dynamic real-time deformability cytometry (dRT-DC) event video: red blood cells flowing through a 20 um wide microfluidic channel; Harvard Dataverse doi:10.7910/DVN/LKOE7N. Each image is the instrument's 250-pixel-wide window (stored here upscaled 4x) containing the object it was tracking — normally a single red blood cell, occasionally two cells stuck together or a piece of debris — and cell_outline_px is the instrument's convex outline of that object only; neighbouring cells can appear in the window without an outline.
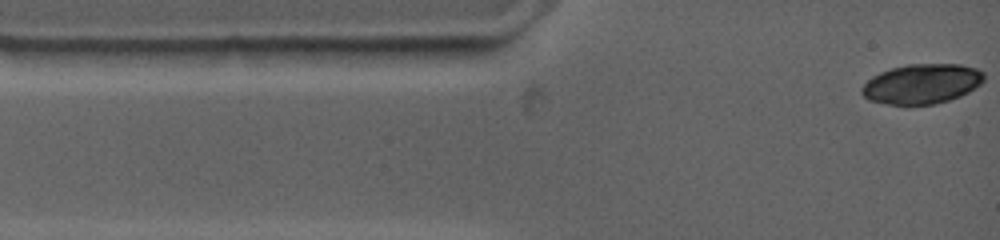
{"species": "common noctule bat (a hibernating species)", "species_latin": "Nyctalus noctula", "temperature_condition": "warm", "stored_images_in_passage": 22, "camera_frame_rate_fps": 4500, "um_per_image_px": 0.085, "animal": {"sex": "female", "body_mass_g": 19.0, "forearm_length_mm": 53.3}, "frame": {"image": 1, "passage_image": 1, "time_ms": 0.0, "image_size_px": [1000, 240], "cell_outline_px": [[984, 80], [980, 84], [968, 92], [960, 96], [948, 100], [932, 104], [908, 108], [868, 100], [860, 92], [860, 88], [872, 76], [880, 72], [892, 68], [908, 64], [960, 64], [976, 68], [984, 72]], "centroid_in_image_um": [78.32, 7.16], "position_along_channel_um": 6.7, "area_um2": 28.9}}